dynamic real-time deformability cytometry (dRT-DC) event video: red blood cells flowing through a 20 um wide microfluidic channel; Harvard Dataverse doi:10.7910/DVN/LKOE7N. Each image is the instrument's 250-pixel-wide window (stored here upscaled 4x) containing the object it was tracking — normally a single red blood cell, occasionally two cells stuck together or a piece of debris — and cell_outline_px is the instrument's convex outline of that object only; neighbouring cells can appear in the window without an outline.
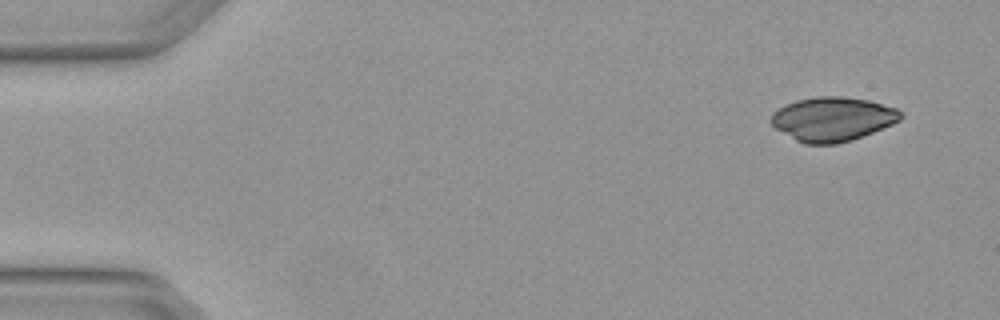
{"species": "Egyptian fruit bat (a non-hibernating species)", "species_latin": "Rousettus aegyptiacus", "temperature_condition": "warm", "stored_images_in_passage": 5, "camera_frame_rate_fps": 3000, "um_per_image_px": 0.085, "animal": {"sex": "female"}, "frame": {"image": 1, "passage_image": 1, "time_ms": 0.0, "image_size_px": [1000, 320], "cell_outline_px": [[904, 116], [900, 120], [892, 124], [852, 140], [836, 144], [804, 144], [796, 140], [776, 128], [768, 120], [772, 112], [796, 100], [816, 96], [844, 96], [868, 100], [896, 108], [904, 112]], "centroid_in_image_um": [70.78, 10.11], "position_along_channel_um": 14.2, "area_um2": 33.35}}
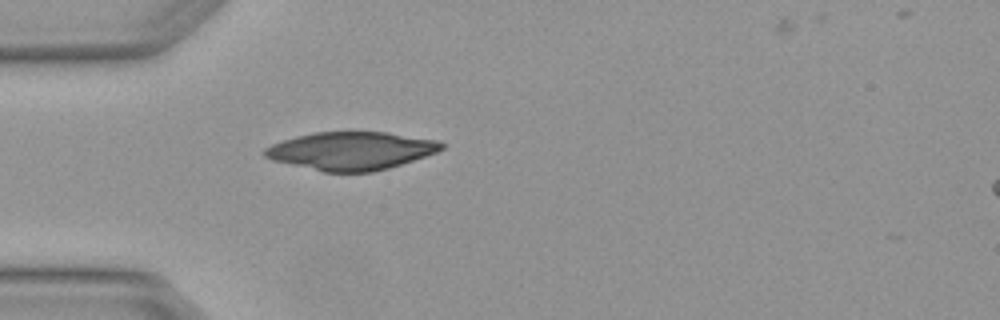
{"frame": {"image": 2, "passage_image": 4, "time_ms": 1.0, "image_size_px": [1000, 320], "cell_outline_px": [[444, 148], [436, 152], [388, 168], [372, 172], [324, 172], [272, 160], [264, 156], [264, 148], [272, 144], [296, 136], [312, 132], [388, 132], [436, 140], [444, 144]], "centroid_in_image_um": [29.82, 12.82], "position_along_channel_um": 55.2, "area_um2": 38.9}}